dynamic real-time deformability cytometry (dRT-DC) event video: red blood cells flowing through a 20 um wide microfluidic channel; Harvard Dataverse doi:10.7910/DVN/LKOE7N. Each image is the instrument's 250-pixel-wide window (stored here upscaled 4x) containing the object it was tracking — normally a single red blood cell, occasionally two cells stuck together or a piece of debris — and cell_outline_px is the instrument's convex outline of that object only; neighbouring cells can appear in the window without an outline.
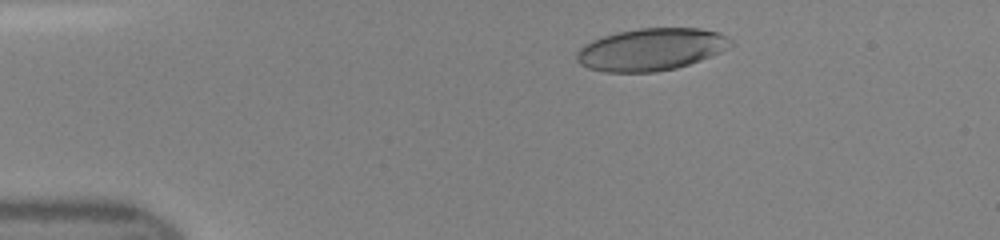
{"species": "human", "species_latin": "Homo sapiens", "temperature_condition": "room temperature", "stored_images_in_passage": 44, "camera_frame_rate_fps": 3000, "um_per_image_px": 0.085, "donor": {"sex": "female"}, "frame": {"image": 1, "passage_image": 6, "time_ms": 1.667, "image_size_px": [1000, 240], "cell_outline_px": [[736, 44], [720, 52], [700, 60], [676, 68], [656, 72], [604, 72], [588, 68], [580, 64], [576, 60], [576, 52], [584, 44], [592, 40], [604, 36], [620, 32], [640, 28], [700, 28], [720, 32], [732, 40]], "centroid_in_image_um": [55.36, 4.2], "position_along_channel_um": 29.6, "area_um2": 38.03}}
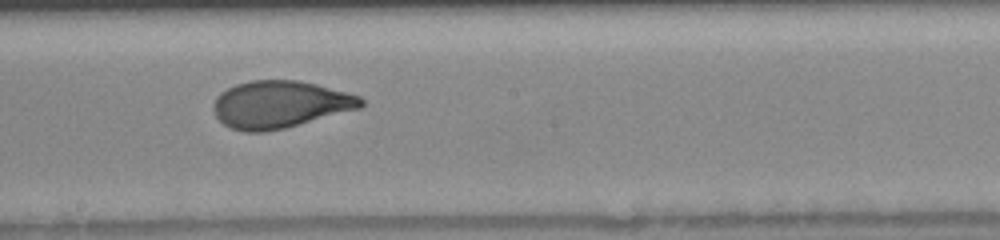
{"frame": {"image": 2, "passage_image": 24, "time_ms": 7.667, "image_size_px": [1000, 240], "cell_outline_px": [[364, 104], [360, 108], [284, 128], [264, 132], [244, 132], [232, 128], [224, 124], [216, 116], [212, 108], [212, 104], [216, 96], [220, 92], [236, 84], [252, 80], [300, 80], [316, 84], [360, 96], [364, 100]], "centroid_in_image_um": [23.76, 8.87], "position_along_channel_um": 224.4, "area_um2": 40.52}}
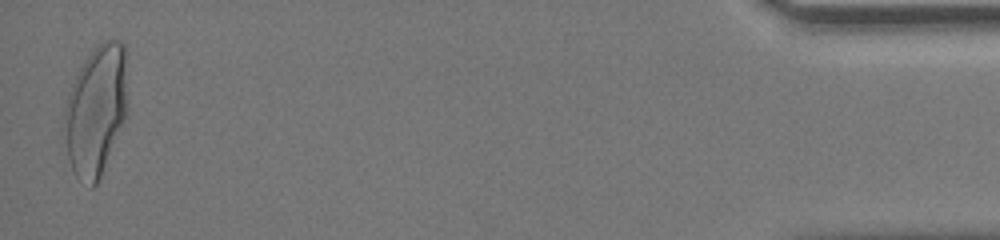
{"frame": {"image": 3, "passage_image": 44, "time_ms": 14.333, "image_size_px": [1000, 240], "cell_outline_px": [[124, 120], [100, 176], [96, 184], [92, 188], [76, 176], [68, 160], [64, 116], [64, 108], [68, 92], [80, 68], [88, 56], [104, 40], [120, 40], [124, 44]], "centroid_in_image_um": [8.11, 9.41], "position_along_channel_um": 427.1, "area_um2": 46.18}}